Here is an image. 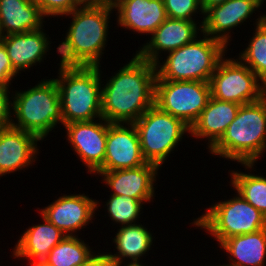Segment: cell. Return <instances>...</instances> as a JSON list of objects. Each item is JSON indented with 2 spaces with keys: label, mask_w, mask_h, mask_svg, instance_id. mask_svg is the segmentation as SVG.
I'll return each mask as SVG.
<instances>
[{
  "label": "cell",
  "mask_w": 266,
  "mask_h": 266,
  "mask_svg": "<svg viewBox=\"0 0 266 266\" xmlns=\"http://www.w3.org/2000/svg\"><path fill=\"white\" fill-rule=\"evenodd\" d=\"M119 68L101 80L102 118L109 123H134L154 105L156 67L133 53Z\"/></svg>",
  "instance_id": "obj_1"
},
{
  "label": "cell",
  "mask_w": 266,
  "mask_h": 266,
  "mask_svg": "<svg viewBox=\"0 0 266 266\" xmlns=\"http://www.w3.org/2000/svg\"><path fill=\"white\" fill-rule=\"evenodd\" d=\"M83 3H112L113 0H81Z\"/></svg>",
  "instance_id": "obj_36"
},
{
  "label": "cell",
  "mask_w": 266,
  "mask_h": 266,
  "mask_svg": "<svg viewBox=\"0 0 266 266\" xmlns=\"http://www.w3.org/2000/svg\"><path fill=\"white\" fill-rule=\"evenodd\" d=\"M97 249L84 263L79 266H114V263L109 258L107 251L101 252L102 249Z\"/></svg>",
  "instance_id": "obj_33"
},
{
  "label": "cell",
  "mask_w": 266,
  "mask_h": 266,
  "mask_svg": "<svg viewBox=\"0 0 266 266\" xmlns=\"http://www.w3.org/2000/svg\"><path fill=\"white\" fill-rule=\"evenodd\" d=\"M112 4L117 11L115 27L140 38L149 37L167 19L163 0H113Z\"/></svg>",
  "instance_id": "obj_18"
},
{
  "label": "cell",
  "mask_w": 266,
  "mask_h": 266,
  "mask_svg": "<svg viewBox=\"0 0 266 266\" xmlns=\"http://www.w3.org/2000/svg\"><path fill=\"white\" fill-rule=\"evenodd\" d=\"M33 0H0L2 35L37 31L47 21Z\"/></svg>",
  "instance_id": "obj_24"
},
{
  "label": "cell",
  "mask_w": 266,
  "mask_h": 266,
  "mask_svg": "<svg viewBox=\"0 0 266 266\" xmlns=\"http://www.w3.org/2000/svg\"><path fill=\"white\" fill-rule=\"evenodd\" d=\"M114 266H149L148 264H146V262L144 264H114Z\"/></svg>",
  "instance_id": "obj_37"
},
{
  "label": "cell",
  "mask_w": 266,
  "mask_h": 266,
  "mask_svg": "<svg viewBox=\"0 0 266 266\" xmlns=\"http://www.w3.org/2000/svg\"><path fill=\"white\" fill-rule=\"evenodd\" d=\"M226 1L228 0H200V4H201L203 12H205L208 8L223 4Z\"/></svg>",
  "instance_id": "obj_34"
},
{
  "label": "cell",
  "mask_w": 266,
  "mask_h": 266,
  "mask_svg": "<svg viewBox=\"0 0 266 266\" xmlns=\"http://www.w3.org/2000/svg\"><path fill=\"white\" fill-rule=\"evenodd\" d=\"M205 266H221V263L219 265H216V264L211 265V263H210V265L205 264Z\"/></svg>",
  "instance_id": "obj_39"
},
{
  "label": "cell",
  "mask_w": 266,
  "mask_h": 266,
  "mask_svg": "<svg viewBox=\"0 0 266 266\" xmlns=\"http://www.w3.org/2000/svg\"><path fill=\"white\" fill-rule=\"evenodd\" d=\"M218 248L228 261L221 266H266V228L230 237Z\"/></svg>",
  "instance_id": "obj_23"
},
{
  "label": "cell",
  "mask_w": 266,
  "mask_h": 266,
  "mask_svg": "<svg viewBox=\"0 0 266 266\" xmlns=\"http://www.w3.org/2000/svg\"><path fill=\"white\" fill-rule=\"evenodd\" d=\"M55 198L53 202L42 209L38 207L36 211L37 213L39 211L66 236H80L81 230L97 219L96 199L87 193H61L58 198L57 196Z\"/></svg>",
  "instance_id": "obj_12"
},
{
  "label": "cell",
  "mask_w": 266,
  "mask_h": 266,
  "mask_svg": "<svg viewBox=\"0 0 266 266\" xmlns=\"http://www.w3.org/2000/svg\"><path fill=\"white\" fill-rule=\"evenodd\" d=\"M52 77L12 92L11 126L36 135L42 142L63 125L59 89Z\"/></svg>",
  "instance_id": "obj_4"
},
{
  "label": "cell",
  "mask_w": 266,
  "mask_h": 266,
  "mask_svg": "<svg viewBox=\"0 0 266 266\" xmlns=\"http://www.w3.org/2000/svg\"><path fill=\"white\" fill-rule=\"evenodd\" d=\"M241 165L245 169V173L242 169L241 171L235 168L228 170L229 186L266 217V175L259 172L253 173L257 170L256 164Z\"/></svg>",
  "instance_id": "obj_25"
},
{
  "label": "cell",
  "mask_w": 266,
  "mask_h": 266,
  "mask_svg": "<svg viewBox=\"0 0 266 266\" xmlns=\"http://www.w3.org/2000/svg\"><path fill=\"white\" fill-rule=\"evenodd\" d=\"M163 2L167 18L203 21L204 12L200 0H163Z\"/></svg>",
  "instance_id": "obj_29"
},
{
  "label": "cell",
  "mask_w": 266,
  "mask_h": 266,
  "mask_svg": "<svg viewBox=\"0 0 266 266\" xmlns=\"http://www.w3.org/2000/svg\"><path fill=\"white\" fill-rule=\"evenodd\" d=\"M232 50L223 42L204 35L161 57L156 80L210 82L221 59Z\"/></svg>",
  "instance_id": "obj_6"
},
{
  "label": "cell",
  "mask_w": 266,
  "mask_h": 266,
  "mask_svg": "<svg viewBox=\"0 0 266 266\" xmlns=\"http://www.w3.org/2000/svg\"><path fill=\"white\" fill-rule=\"evenodd\" d=\"M210 97L209 82L155 80L154 105L189 127L197 120Z\"/></svg>",
  "instance_id": "obj_10"
},
{
  "label": "cell",
  "mask_w": 266,
  "mask_h": 266,
  "mask_svg": "<svg viewBox=\"0 0 266 266\" xmlns=\"http://www.w3.org/2000/svg\"><path fill=\"white\" fill-rule=\"evenodd\" d=\"M57 66L63 125L102 118V66Z\"/></svg>",
  "instance_id": "obj_5"
},
{
  "label": "cell",
  "mask_w": 266,
  "mask_h": 266,
  "mask_svg": "<svg viewBox=\"0 0 266 266\" xmlns=\"http://www.w3.org/2000/svg\"><path fill=\"white\" fill-rule=\"evenodd\" d=\"M202 23L203 21L167 18L134 53L155 64L163 55L192 43L199 37L202 34Z\"/></svg>",
  "instance_id": "obj_15"
},
{
  "label": "cell",
  "mask_w": 266,
  "mask_h": 266,
  "mask_svg": "<svg viewBox=\"0 0 266 266\" xmlns=\"http://www.w3.org/2000/svg\"><path fill=\"white\" fill-rule=\"evenodd\" d=\"M12 92L0 86V130L11 126Z\"/></svg>",
  "instance_id": "obj_32"
},
{
  "label": "cell",
  "mask_w": 266,
  "mask_h": 266,
  "mask_svg": "<svg viewBox=\"0 0 266 266\" xmlns=\"http://www.w3.org/2000/svg\"><path fill=\"white\" fill-rule=\"evenodd\" d=\"M212 156L237 164H257L266 152V95L240 106L236 118L209 150ZM261 156V157H260Z\"/></svg>",
  "instance_id": "obj_3"
},
{
  "label": "cell",
  "mask_w": 266,
  "mask_h": 266,
  "mask_svg": "<svg viewBox=\"0 0 266 266\" xmlns=\"http://www.w3.org/2000/svg\"><path fill=\"white\" fill-rule=\"evenodd\" d=\"M41 222L27 227L20 236L11 252L13 261H31L44 259L51 249L55 247L66 235L48 221L43 215L38 213Z\"/></svg>",
  "instance_id": "obj_22"
},
{
  "label": "cell",
  "mask_w": 266,
  "mask_h": 266,
  "mask_svg": "<svg viewBox=\"0 0 266 266\" xmlns=\"http://www.w3.org/2000/svg\"><path fill=\"white\" fill-rule=\"evenodd\" d=\"M252 36L246 46L241 49L238 57L246 66H248L257 77L266 85V20L259 25L254 26Z\"/></svg>",
  "instance_id": "obj_28"
},
{
  "label": "cell",
  "mask_w": 266,
  "mask_h": 266,
  "mask_svg": "<svg viewBox=\"0 0 266 266\" xmlns=\"http://www.w3.org/2000/svg\"><path fill=\"white\" fill-rule=\"evenodd\" d=\"M40 8L42 14L48 19H59L63 15L71 13L75 8L82 6L81 0H33ZM56 17V18H55Z\"/></svg>",
  "instance_id": "obj_30"
},
{
  "label": "cell",
  "mask_w": 266,
  "mask_h": 266,
  "mask_svg": "<svg viewBox=\"0 0 266 266\" xmlns=\"http://www.w3.org/2000/svg\"><path fill=\"white\" fill-rule=\"evenodd\" d=\"M133 124L139 135L144 160L160 169L167 160L170 161L169 157H173L171 154L178 151L183 139L190 138V127L184 121L163 112L156 105L145 111Z\"/></svg>",
  "instance_id": "obj_8"
},
{
  "label": "cell",
  "mask_w": 266,
  "mask_h": 266,
  "mask_svg": "<svg viewBox=\"0 0 266 266\" xmlns=\"http://www.w3.org/2000/svg\"><path fill=\"white\" fill-rule=\"evenodd\" d=\"M144 224V222H140L118 227L117 232H114V237H110L112 243L104 244L115 248H113V252L106 248L107 254L114 264H144L143 262L147 261L145 260L146 256L151 253L150 250H153L152 253L154 252L152 248L156 246L154 244L157 237L155 238L152 229Z\"/></svg>",
  "instance_id": "obj_20"
},
{
  "label": "cell",
  "mask_w": 266,
  "mask_h": 266,
  "mask_svg": "<svg viewBox=\"0 0 266 266\" xmlns=\"http://www.w3.org/2000/svg\"><path fill=\"white\" fill-rule=\"evenodd\" d=\"M79 236H65L44 258L51 266H79L94 252L96 246Z\"/></svg>",
  "instance_id": "obj_27"
},
{
  "label": "cell",
  "mask_w": 266,
  "mask_h": 266,
  "mask_svg": "<svg viewBox=\"0 0 266 266\" xmlns=\"http://www.w3.org/2000/svg\"><path fill=\"white\" fill-rule=\"evenodd\" d=\"M224 56L211 76V97L243 105L266 95V85L236 55Z\"/></svg>",
  "instance_id": "obj_9"
},
{
  "label": "cell",
  "mask_w": 266,
  "mask_h": 266,
  "mask_svg": "<svg viewBox=\"0 0 266 266\" xmlns=\"http://www.w3.org/2000/svg\"><path fill=\"white\" fill-rule=\"evenodd\" d=\"M28 266H51L45 259H35L28 263Z\"/></svg>",
  "instance_id": "obj_35"
},
{
  "label": "cell",
  "mask_w": 266,
  "mask_h": 266,
  "mask_svg": "<svg viewBox=\"0 0 266 266\" xmlns=\"http://www.w3.org/2000/svg\"><path fill=\"white\" fill-rule=\"evenodd\" d=\"M3 38L2 31H1V26H0V41Z\"/></svg>",
  "instance_id": "obj_38"
},
{
  "label": "cell",
  "mask_w": 266,
  "mask_h": 266,
  "mask_svg": "<svg viewBox=\"0 0 266 266\" xmlns=\"http://www.w3.org/2000/svg\"><path fill=\"white\" fill-rule=\"evenodd\" d=\"M112 3H84L62 19L72 18L62 41H58L56 52L60 65L101 66L106 53L110 32V22L114 17ZM110 23L112 25L110 26ZM105 51V52H104ZM103 56V57H102Z\"/></svg>",
  "instance_id": "obj_2"
},
{
  "label": "cell",
  "mask_w": 266,
  "mask_h": 266,
  "mask_svg": "<svg viewBox=\"0 0 266 266\" xmlns=\"http://www.w3.org/2000/svg\"><path fill=\"white\" fill-rule=\"evenodd\" d=\"M232 191L236 194L213 202L190 223L194 229L205 231L218 246L230 237L266 228V217L234 189Z\"/></svg>",
  "instance_id": "obj_7"
},
{
  "label": "cell",
  "mask_w": 266,
  "mask_h": 266,
  "mask_svg": "<svg viewBox=\"0 0 266 266\" xmlns=\"http://www.w3.org/2000/svg\"><path fill=\"white\" fill-rule=\"evenodd\" d=\"M42 141L34 134L12 126L0 130V180L37 163ZM36 161V162H35Z\"/></svg>",
  "instance_id": "obj_17"
},
{
  "label": "cell",
  "mask_w": 266,
  "mask_h": 266,
  "mask_svg": "<svg viewBox=\"0 0 266 266\" xmlns=\"http://www.w3.org/2000/svg\"><path fill=\"white\" fill-rule=\"evenodd\" d=\"M108 198L107 200L103 203L100 200H96V216H99V207H101L103 204V209L104 212L106 213L104 216L105 218L107 217L108 220L112 221V223L115 227L118 228L121 226L129 225V224H135V223H140L142 222L141 220V215L143 216V210L145 204L132 197H126L122 195H112L109 194L107 195ZM101 201V202H100ZM140 221V222H138Z\"/></svg>",
  "instance_id": "obj_26"
},
{
  "label": "cell",
  "mask_w": 266,
  "mask_h": 266,
  "mask_svg": "<svg viewBox=\"0 0 266 266\" xmlns=\"http://www.w3.org/2000/svg\"><path fill=\"white\" fill-rule=\"evenodd\" d=\"M240 104L210 97L206 107L190 127V137L206 143L209 151L224 135L229 124L236 118Z\"/></svg>",
  "instance_id": "obj_21"
},
{
  "label": "cell",
  "mask_w": 266,
  "mask_h": 266,
  "mask_svg": "<svg viewBox=\"0 0 266 266\" xmlns=\"http://www.w3.org/2000/svg\"><path fill=\"white\" fill-rule=\"evenodd\" d=\"M265 2L266 0H228L223 4L212 6L204 12L202 33L223 42L229 48L234 40L232 36L235 35L234 30L238 32L237 29L247 25L245 22L248 23L250 19V22L254 20L253 26L266 20V11H260L266 5ZM252 16L255 17L252 19Z\"/></svg>",
  "instance_id": "obj_11"
},
{
  "label": "cell",
  "mask_w": 266,
  "mask_h": 266,
  "mask_svg": "<svg viewBox=\"0 0 266 266\" xmlns=\"http://www.w3.org/2000/svg\"><path fill=\"white\" fill-rule=\"evenodd\" d=\"M109 125L103 118L63 125L66 142L90 176L104 164Z\"/></svg>",
  "instance_id": "obj_13"
},
{
  "label": "cell",
  "mask_w": 266,
  "mask_h": 266,
  "mask_svg": "<svg viewBox=\"0 0 266 266\" xmlns=\"http://www.w3.org/2000/svg\"><path fill=\"white\" fill-rule=\"evenodd\" d=\"M45 26L37 31L13 33L3 36V42L13 69L19 74L30 72L31 68L40 66L52 49L51 37ZM48 52V53H47ZM27 71V72H26Z\"/></svg>",
  "instance_id": "obj_19"
},
{
  "label": "cell",
  "mask_w": 266,
  "mask_h": 266,
  "mask_svg": "<svg viewBox=\"0 0 266 266\" xmlns=\"http://www.w3.org/2000/svg\"><path fill=\"white\" fill-rule=\"evenodd\" d=\"M145 163L135 125L133 123H110L104 164L96 172L136 168Z\"/></svg>",
  "instance_id": "obj_16"
},
{
  "label": "cell",
  "mask_w": 266,
  "mask_h": 266,
  "mask_svg": "<svg viewBox=\"0 0 266 266\" xmlns=\"http://www.w3.org/2000/svg\"><path fill=\"white\" fill-rule=\"evenodd\" d=\"M19 75L10 62L6 48L2 41H0V86L5 88H13L12 83Z\"/></svg>",
  "instance_id": "obj_31"
},
{
  "label": "cell",
  "mask_w": 266,
  "mask_h": 266,
  "mask_svg": "<svg viewBox=\"0 0 266 266\" xmlns=\"http://www.w3.org/2000/svg\"><path fill=\"white\" fill-rule=\"evenodd\" d=\"M159 171L161 169L157 165L146 162L136 168L95 172L92 176L95 178L97 176V180L101 179L100 183L109 188L106 192L111 190L109 194L136 198L148 204L153 203V199L155 200L157 180L160 179Z\"/></svg>",
  "instance_id": "obj_14"
}]
</instances>
